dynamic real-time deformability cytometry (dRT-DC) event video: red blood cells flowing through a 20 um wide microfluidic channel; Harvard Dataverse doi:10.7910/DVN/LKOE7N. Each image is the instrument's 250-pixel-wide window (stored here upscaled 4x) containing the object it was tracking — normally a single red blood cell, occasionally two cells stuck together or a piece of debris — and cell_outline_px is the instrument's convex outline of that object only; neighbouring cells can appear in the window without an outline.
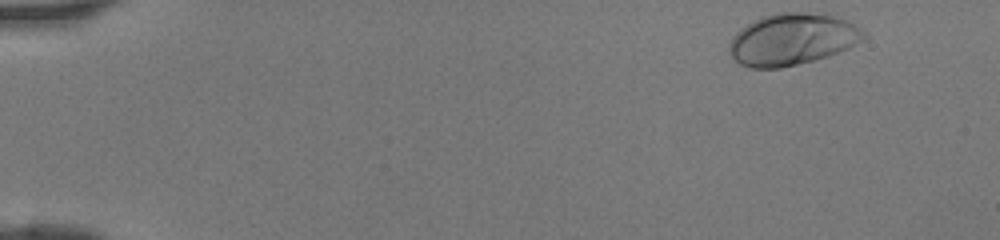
{"species": "human", "species_latin": "Homo sapiens", "temperature_condition": "room temperature", "stored_images_in_passage": 43, "camera_frame_rate_fps": 3000, "um_per_image_px": 0.085, "donor": {"sex": "female"}, "frame": {"image": 1, "passage_image": 1, "time_ms": 0.0, "image_size_px": [1000, 240], "cell_outline_px": [[868, 36], [864, 40], [828, 56], [780, 68], [752, 68], [740, 64], [728, 52], [728, 44], [732, 36], [740, 28], [752, 20], [764, 16], [780, 12], [824, 12], [844, 20], [860, 28]], "centroid_in_image_um": [67.31, 3.32], "position_along_channel_um": 17.7, "area_um2": 40.58}}
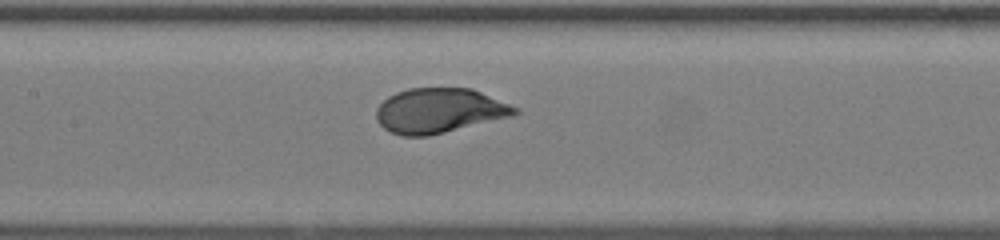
{"frame": {"image": 2, "passage_image": 20, "time_ms": 6.333, "image_size_px": [1000, 240], "cell_outline_px": [[520, 112], [512, 116], [428, 136], [404, 136], [392, 132], [384, 128], [376, 120], [376, 108], [388, 96], [396, 92], [408, 88], [472, 88], [520, 108]], "centroid_in_image_um": [37.35, 9.39], "position_along_channel_um": 170.1, "area_um2": 36.18}}
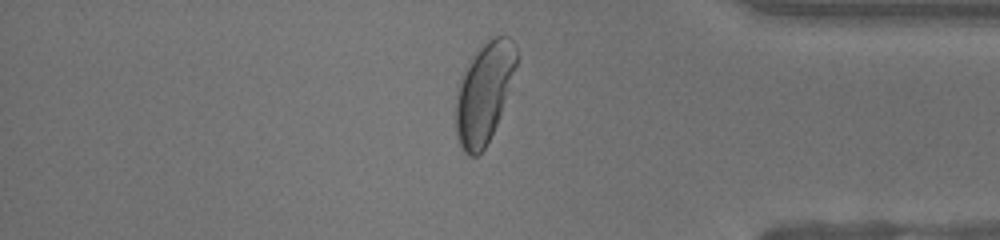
{"frame": {"image": 3, "passage_image": 36, "time_ms": 11.667, "image_size_px": [1000, 240], "cell_outline_px": [[520, 56], [500, 116], [484, 148], [476, 156], [468, 156], [460, 148], [456, 136], [456, 96], [460, 80], [464, 68], [472, 56], [488, 36], [508, 36], [516, 44]], "centroid_in_image_um": [41.16, 7.82], "position_along_channel_um": 394.0, "area_um2": 35.84}}